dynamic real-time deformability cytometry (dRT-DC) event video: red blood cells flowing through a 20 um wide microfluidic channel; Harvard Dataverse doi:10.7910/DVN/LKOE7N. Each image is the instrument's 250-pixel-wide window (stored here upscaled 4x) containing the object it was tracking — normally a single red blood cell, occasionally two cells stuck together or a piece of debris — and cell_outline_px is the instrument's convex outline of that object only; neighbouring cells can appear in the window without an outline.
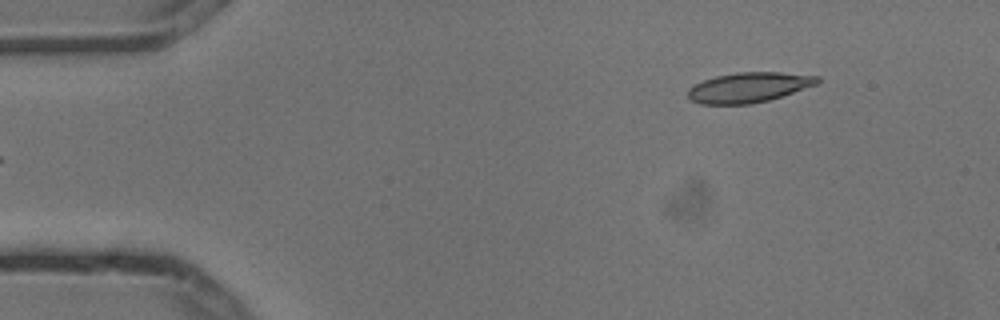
{"species": "common noctule bat (a hibernating species)", "species_latin": "Nyctalus noctula", "temperature_condition": "cold", "stored_images_in_passage": 4, "camera_frame_rate_fps": 3000, "um_per_image_px": 0.085, "animal": {"sex": "male", "body_mass_g": 13.3}, "frame": {"image": 1, "passage_image": 4, "time_ms": 1.0, "image_size_px": [1000, 320], "cell_outline_px": [[820, 80], [816, 84], [768, 100], [748, 104], [700, 104], [688, 100], [688, 88], [704, 80], [716, 76], [736, 72], [780, 72], [820, 76]], "centroid_in_image_um": [63.6, 7.42], "position_along_channel_um": 21.4, "area_um2": 22.48}}